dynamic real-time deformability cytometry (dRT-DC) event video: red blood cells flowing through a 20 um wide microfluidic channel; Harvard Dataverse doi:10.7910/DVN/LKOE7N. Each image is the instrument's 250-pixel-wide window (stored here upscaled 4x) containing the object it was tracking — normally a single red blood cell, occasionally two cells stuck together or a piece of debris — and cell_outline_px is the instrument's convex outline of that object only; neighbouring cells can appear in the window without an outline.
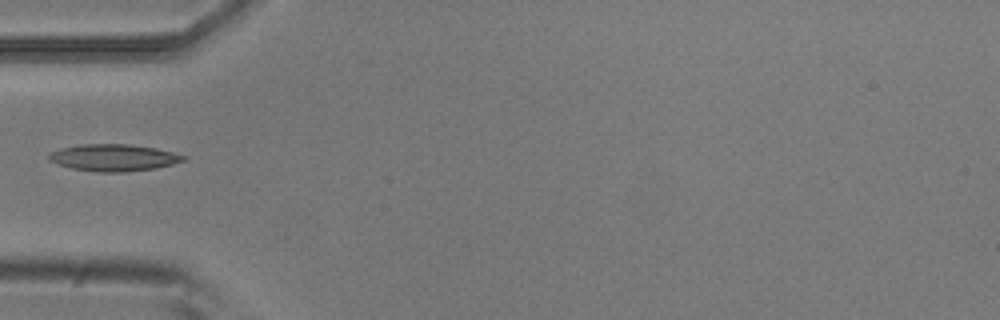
{"species": "common noctule bat (a hibernating species)", "species_latin": "Nyctalus noctula", "temperature_condition": "room temperature", "stored_images_in_passage": 1, "camera_frame_rate_fps": 3000, "um_per_image_px": 0.085, "animal": {"sex": "male", "body_mass_g": 20.5, "forearm_length_mm": 52.5}, "frame": {"image": 1, "passage_image": 1, "time_ms": 0.0, "image_size_px": [1000, 320], "cell_outline_px": [[188, 156], [184, 160], [172, 164], [156, 168], [124, 172], [100, 172], [72, 168], [48, 160], [48, 156], [52, 152], [60, 148], [80, 144], [128, 144], [156, 148]], "centroid_in_image_um": [9.68, 13.39], "position_along_channel_um": 75.3, "area_um2": 20.92}}